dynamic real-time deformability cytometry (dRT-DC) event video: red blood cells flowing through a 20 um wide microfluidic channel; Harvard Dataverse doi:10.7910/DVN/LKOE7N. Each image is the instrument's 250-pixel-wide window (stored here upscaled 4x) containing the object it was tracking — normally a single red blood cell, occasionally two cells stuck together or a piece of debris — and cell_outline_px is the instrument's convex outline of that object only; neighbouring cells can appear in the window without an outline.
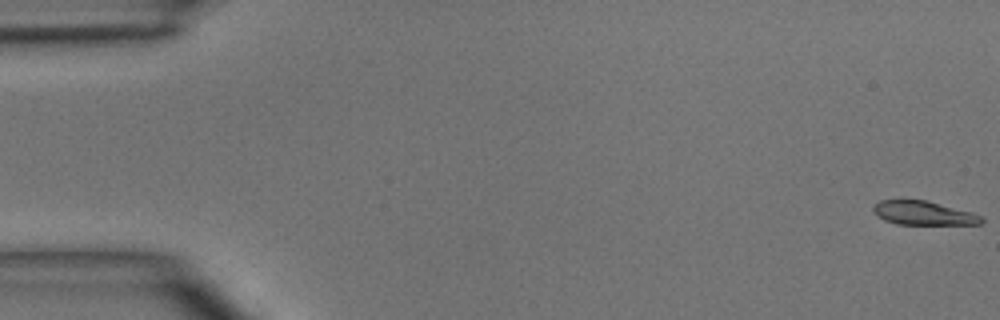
{"species": "common noctule bat (a hibernating species)", "species_latin": "Nyctalus noctula", "temperature_condition": "room temperature", "stored_images_in_passage": 5, "camera_frame_rate_fps": 3000, "um_per_image_px": 0.085, "animal": {"sex": "male", "body_mass_g": 15.6}, "frame": {"image": 1, "passage_image": 1, "time_ms": 0.0, "image_size_px": [1000, 320], "cell_outline_px": [[984, 220], [980, 224], [896, 224], [884, 220], [872, 212], [872, 208], [880, 200], [924, 200], [972, 212], [980, 216]], "centroid_in_image_um": [78.46, 18.11], "position_along_channel_um": 6.5, "area_um2": 14.85}}
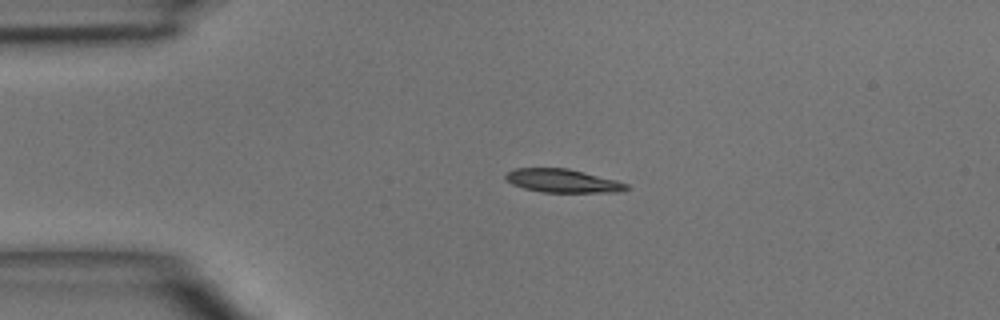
{"frame": {"image": 2, "passage_image": 4, "time_ms": 3.333, "image_size_px": [1000, 320], "cell_outline_px": [[628, 188], [620, 192], [540, 192], [524, 188], [512, 184], [504, 180], [504, 176], [508, 172], [516, 168], [568, 168], [616, 180], [628, 184]], "centroid_in_image_um": [47.79, 15.37], "position_along_channel_um": 37.2, "area_um2": 16.47}}